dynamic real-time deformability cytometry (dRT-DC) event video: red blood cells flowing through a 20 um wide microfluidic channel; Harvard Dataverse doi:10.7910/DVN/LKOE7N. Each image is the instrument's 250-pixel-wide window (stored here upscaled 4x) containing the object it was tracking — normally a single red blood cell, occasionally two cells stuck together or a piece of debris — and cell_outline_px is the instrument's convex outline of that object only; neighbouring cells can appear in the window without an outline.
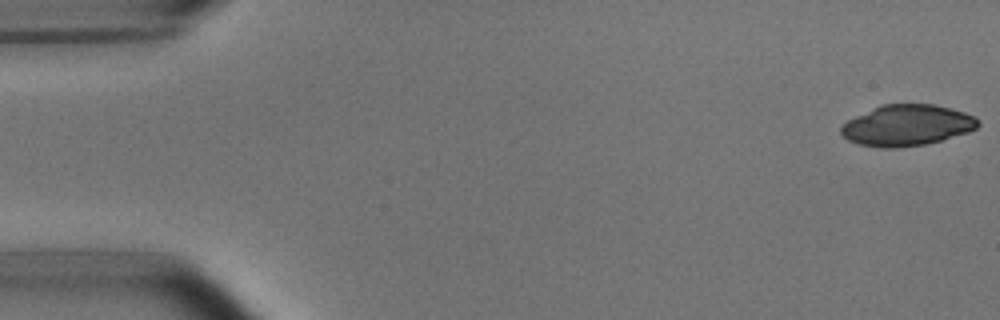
{"species": "common noctule bat (a hibernating species)", "species_latin": "Nyctalus noctula", "temperature_condition": "room temperature", "stored_images_in_passage": 5, "camera_frame_rate_fps": 3000, "um_per_image_px": 0.085, "animal": {"sex": "male", "body_mass_g": 15.6}, "frame": {"image": 1, "passage_image": 1, "time_ms": 0.0, "image_size_px": [1000, 320], "cell_outline_px": [[980, 124], [976, 128], [968, 132], [940, 140], [924, 144], [896, 148], [880, 148], [860, 144], [848, 140], [840, 132], [840, 128], [848, 120], [880, 104], [936, 104], [964, 112], [976, 116], [980, 120]], "centroid_in_image_um": [77.11, 10.64], "position_along_channel_um": 7.9, "area_um2": 32.71}}